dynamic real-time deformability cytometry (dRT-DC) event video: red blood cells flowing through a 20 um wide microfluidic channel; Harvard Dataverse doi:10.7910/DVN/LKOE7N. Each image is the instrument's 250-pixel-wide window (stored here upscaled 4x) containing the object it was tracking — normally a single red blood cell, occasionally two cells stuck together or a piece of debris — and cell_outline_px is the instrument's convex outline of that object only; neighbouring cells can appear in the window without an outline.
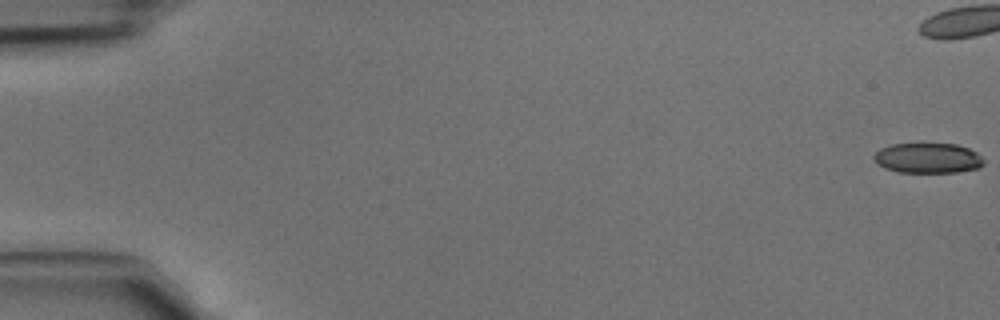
{"species": "common noctule bat (a hibernating species)", "species_latin": "Nyctalus noctula", "temperature_condition": "cold", "stored_images_in_passage": 38, "camera_frame_rate_fps": 3000, "um_per_image_px": 0.085, "animal": {"sex": "male", "body_mass_g": 15.6}, "frame": {"image": 1, "passage_image": 1, "time_ms": 0.0, "image_size_px": [1000, 320], "cell_outline_px": [[984, 164], [980, 168], [956, 172], [900, 172], [884, 168], [876, 164], [872, 160], [872, 156], [880, 148], [892, 144], [956, 144], [968, 148], [976, 152], [984, 160]], "centroid_in_image_um": [78.84, 13.44], "position_along_channel_um": 6.2, "area_um2": 19.42}}